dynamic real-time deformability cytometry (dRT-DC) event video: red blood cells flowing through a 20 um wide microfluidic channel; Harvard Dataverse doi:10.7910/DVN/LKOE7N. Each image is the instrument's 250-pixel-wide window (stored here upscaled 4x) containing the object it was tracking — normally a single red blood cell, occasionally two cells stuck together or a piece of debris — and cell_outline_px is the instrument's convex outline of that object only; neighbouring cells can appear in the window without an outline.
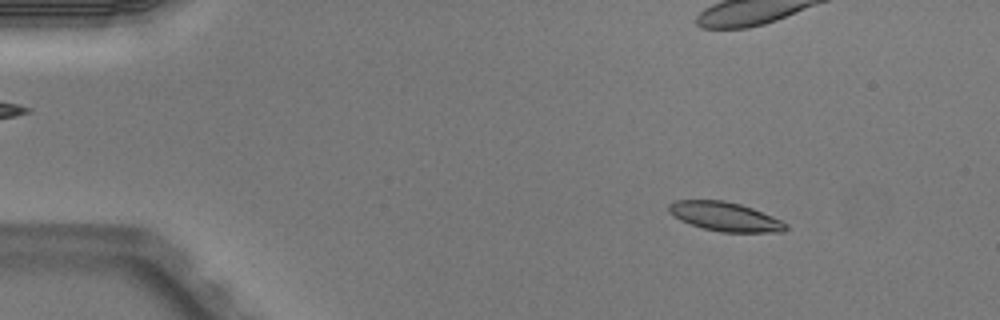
{"species": "Egyptian fruit bat (a non-hibernating species)", "species_latin": "Rousettus aegyptiacus", "temperature_condition": "warm", "stored_images_in_passage": 2, "camera_frame_rate_fps": 3000, "um_per_image_px": 0.085, "animal": {"sex": "male"}, "frame": {"image": 1, "passage_image": 1, "time_ms": 0.0, "image_size_px": [1000, 320], "cell_outline_px": [[788, 228], [784, 232], [720, 232], [704, 228], [680, 220], [668, 208], [668, 204], [676, 200], [724, 200], [740, 204], [752, 208], [772, 216], [788, 224]], "centroid_in_image_um": [61.67, 18.41], "position_along_channel_um": 23.3, "area_um2": 19.59}}